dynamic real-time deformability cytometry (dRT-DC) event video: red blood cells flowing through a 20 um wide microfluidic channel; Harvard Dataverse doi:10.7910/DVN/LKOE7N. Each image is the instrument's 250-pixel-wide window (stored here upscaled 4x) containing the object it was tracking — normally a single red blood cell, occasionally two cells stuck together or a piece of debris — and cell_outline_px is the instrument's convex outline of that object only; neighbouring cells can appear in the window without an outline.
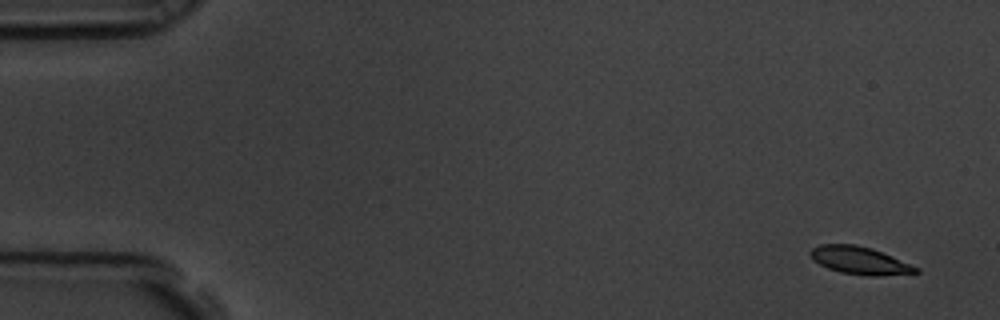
{"species": "common noctule bat (a hibernating species)", "species_latin": "Nyctalus noctula", "temperature_condition": "room temperature", "stored_images_in_passage": 16, "camera_frame_rate_fps": 3000, "um_per_image_px": 0.085, "animal": {"sex": "male", "body_mass_g": 19.5, "forearm_length_mm": 54.6}, "frame": {"image": 1, "passage_image": 1, "time_ms": 0.0, "image_size_px": [1000, 320], "cell_outline_px": [[920, 272], [880, 276], [868, 276], [840, 272], [828, 268], [812, 260], [808, 252], [812, 248], [820, 244], [856, 244], [872, 248], [892, 256], [920, 268]], "centroid_in_image_um": [73.06, 22.13], "position_along_channel_um": 11.9, "area_um2": 17.11}}
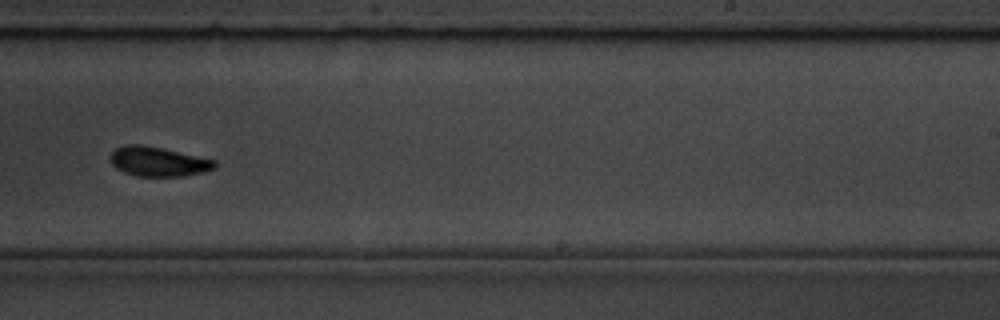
{"frame": {"image": 2, "passage_image": 10, "time_ms": 3.0, "image_size_px": [1000, 320], "cell_outline_px": [[216, 168], [204, 172], [184, 176], [136, 176], [124, 172], [116, 168], [112, 164], [112, 152], [116, 148], [124, 144], [140, 144], [160, 148], [216, 160]], "centroid_in_image_um": [13.46, 13.74], "position_along_channel_um": 275.5, "area_um2": 17.8}}
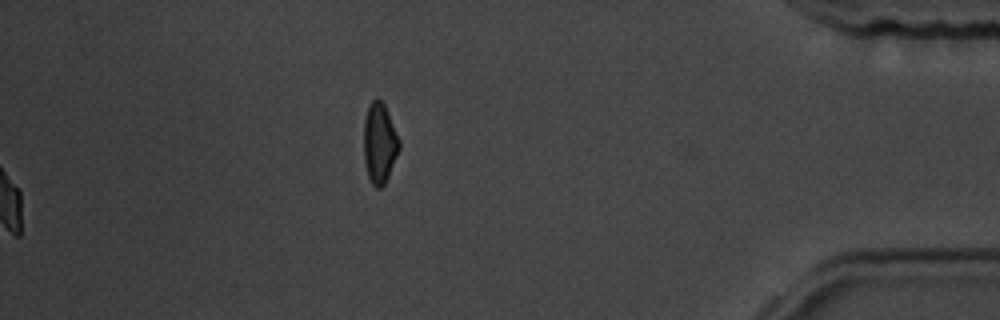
{"frame": {"image": 3, "passage_image": 16, "time_ms": 5.0, "image_size_px": [1000, 320], "cell_outline_px": [[400, 148], [388, 176], [384, 184], [380, 188], [376, 188], [372, 184], [368, 176], [364, 160], [364, 120], [368, 108], [372, 100], [376, 96], [384, 104], [388, 112], [400, 140]], "centroid_in_image_um": [32.26, 12.15], "position_along_channel_um": 402.9, "area_um2": 16.53}}